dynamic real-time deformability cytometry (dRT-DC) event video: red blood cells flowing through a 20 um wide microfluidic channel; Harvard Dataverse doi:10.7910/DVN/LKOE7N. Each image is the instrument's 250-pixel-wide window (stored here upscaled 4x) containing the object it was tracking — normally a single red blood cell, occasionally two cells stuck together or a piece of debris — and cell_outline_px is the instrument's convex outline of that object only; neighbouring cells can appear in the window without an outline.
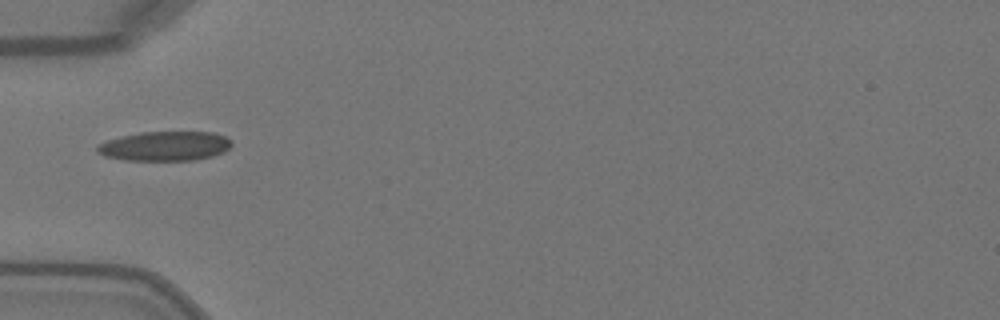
{"species": "Egyptian fruit bat (a non-hibernating species)", "species_latin": "Rousettus aegyptiacus", "temperature_condition": "warm", "stored_images_in_passage": 27, "camera_frame_rate_fps": 3000, "um_per_image_px": 0.085, "animal": {"sex": "female"}, "frame": {"image": 1, "passage_image": 1, "time_ms": 0.0, "image_size_px": [1000, 320], "cell_outline_px": [[232, 144], [224, 152], [212, 156], [192, 160], [128, 160], [104, 156], [96, 152], [96, 144], [108, 140], [140, 132], [212, 132], [224, 136], [232, 140]], "centroid_in_image_um": [14.01, 12.41], "position_along_channel_um": 71.0, "area_um2": 23.0}}
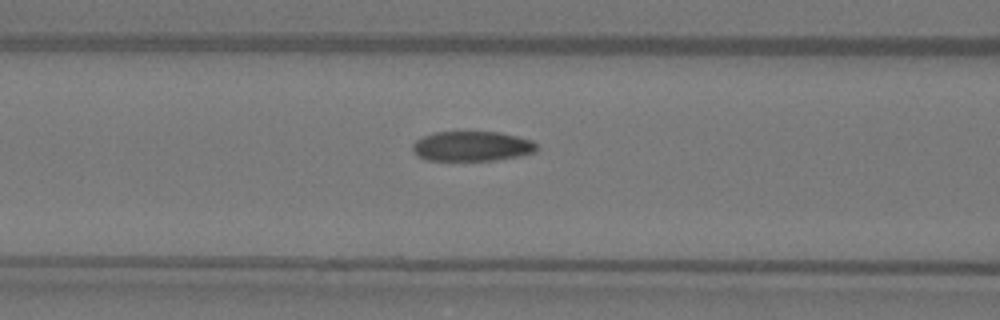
{"frame": {"image": 2, "passage_image": 5, "time_ms": 1.333, "image_size_px": [1000, 320], "cell_outline_px": [[536, 152], [496, 160], [428, 160], [416, 156], [412, 152], [412, 144], [416, 140], [432, 132], [500, 132], [532, 140], [536, 144]], "centroid_in_image_um": [40.07, 12.42], "position_along_channel_um": 126.5, "area_um2": 21.62}}
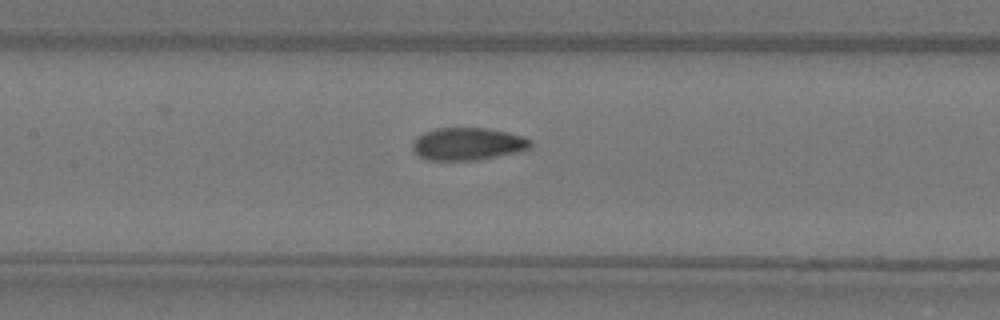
{"frame": {"image": 3, "passage_image": 8, "time_ms": 2.333, "image_size_px": [1000, 320], "cell_outline_px": [[532, 144], [528, 148], [516, 152], [476, 160], [428, 160], [420, 156], [412, 148], [412, 144], [416, 136], [424, 132], [436, 128], [488, 128], [508, 132], [524, 136], [532, 140]], "centroid_in_image_um": [39.75, 12.22], "position_along_channel_um": 167.6, "area_um2": 22.31}, "authors_computed_cell_mechanics": {"area_um2": 22.5998, "velocity_mm_per_s": 4.0853, "shape_relaxation_time_tau1_ms": 8.2177, "shape_relaxation_time_tau2_ms": 1.0472, "deformation_change_tau1": 0.2378, "deformation_change_tau2": 0.0657}}